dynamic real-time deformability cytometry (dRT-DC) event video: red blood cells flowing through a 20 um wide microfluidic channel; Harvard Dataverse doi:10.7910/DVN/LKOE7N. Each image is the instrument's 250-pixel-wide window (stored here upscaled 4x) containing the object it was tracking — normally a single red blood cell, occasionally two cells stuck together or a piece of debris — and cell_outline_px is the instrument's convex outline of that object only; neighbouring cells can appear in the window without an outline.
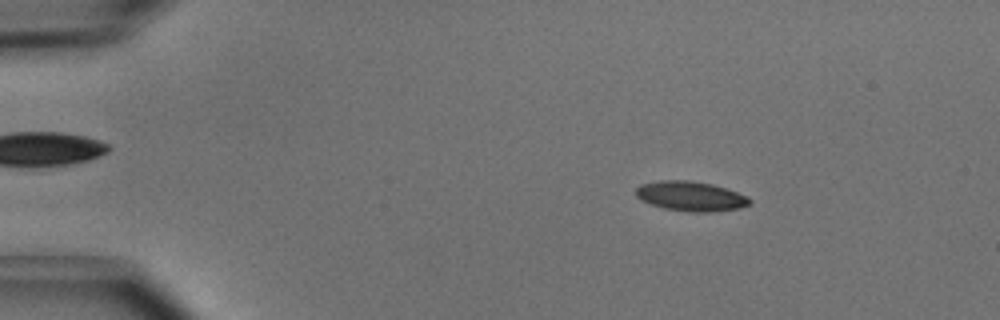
{"species": "common noctule bat (a hibernating species)", "species_latin": "Nyctalus noctula", "temperature_condition": "cold", "stored_images_in_passage": 4, "camera_frame_rate_fps": 3000, "um_per_image_px": 0.085, "animal": {"sex": "male", "body_mass_g": 15.6}, "frame": {"image": 1, "passage_image": 2, "time_ms": 0.333, "image_size_px": [1000, 320], "cell_outline_px": [[752, 204], [740, 208], [712, 212], [688, 212], [664, 208], [640, 200], [636, 196], [636, 188], [640, 184], [660, 180], [688, 180], [712, 184], [748, 196], [752, 200]], "centroid_in_image_um": [58.72, 16.68], "position_along_channel_um": 26.3, "area_um2": 19.83}}